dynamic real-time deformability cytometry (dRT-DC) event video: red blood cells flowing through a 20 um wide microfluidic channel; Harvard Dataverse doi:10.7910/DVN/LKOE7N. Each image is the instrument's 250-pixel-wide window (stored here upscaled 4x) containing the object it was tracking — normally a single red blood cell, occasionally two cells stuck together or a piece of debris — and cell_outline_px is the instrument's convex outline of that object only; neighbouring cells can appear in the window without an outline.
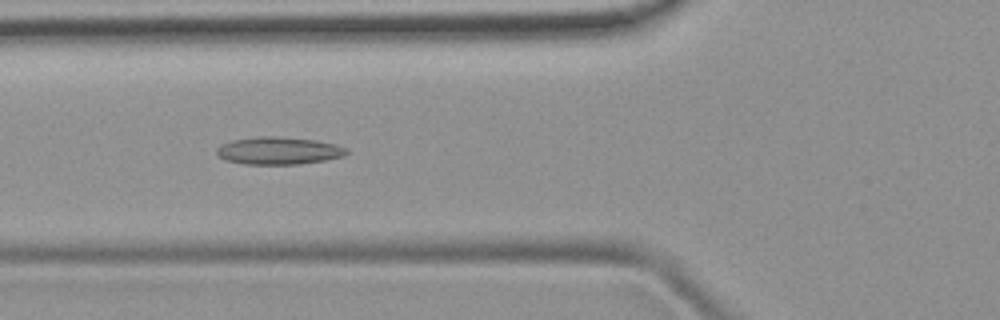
{"species": "common noctule bat (a hibernating species)", "species_latin": "Nyctalus noctula", "temperature_condition": "room temperature", "stored_images_in_passage": 48, "camera_frame_rate_fps": 3000, "um_per_image_px": 0.085, "animal": {"sex": "female", "body_mass_g": 19.9}, "frame": {"image": 1, "passage_image": 17, "time_ms": 5.333, "image_size_px": [1000, 320], "cell_outline_px": [[348, 152], [344, 156], [324, 160], [300, 164], [244, 164], [224, 160], [216, 152], [216, 148], [220, 144], [232, 140], [256, 136], [276, 136], [316, 140], [348, 148]], "centroid_in_image_um": [23.65, 12.8], "position_along_channel_um": 102.2, "area_um2": 20.87}}
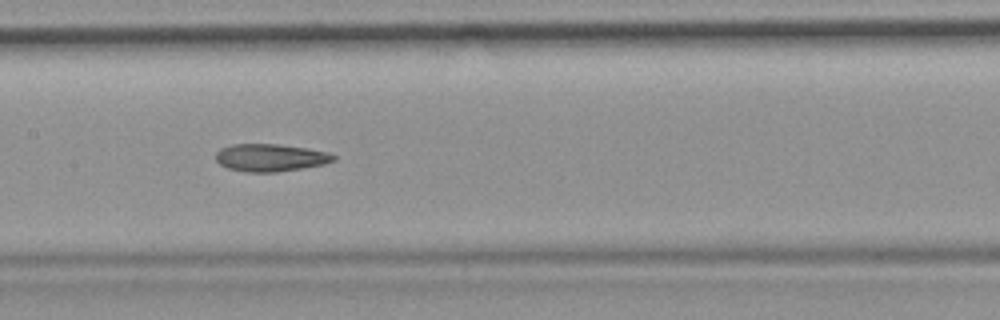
{"frame": {"image": 2, "passage_image": 23, "time_ms": 7.333, "image_size_px": [1000, 320], "cell_outline_px": [[336, 160], [324, 164], [276, 172], [248, 172], [228, 168], [220, 164], [216, 160], [216, 152], [220, 148], [232, 144], [276, 144], [308, 148], [328, 152], [336, 156]], "centroid_in_image_um": [22.99, 13.39], "position_along_channel_um": 184.4, "area_um2": 18.84}}
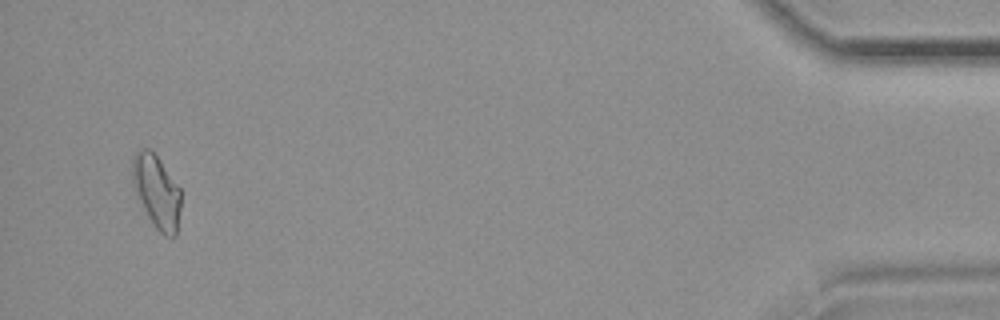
{"frame": {"image": 3, "passage_image": 46, "time_ms": 15.0, "image_size_px": [1000, 320], "cell_outline_px": [[180, 208], [176, 236], [164, 236], [156, 228], [148, 216], [132, 184], [132, 156], [140, 148], [152, 148], [180, 188]], "centroid_in_image_um": [13.31, 16.23], "position_along_channel_um": 421.9, "area_um2": 20.63}}